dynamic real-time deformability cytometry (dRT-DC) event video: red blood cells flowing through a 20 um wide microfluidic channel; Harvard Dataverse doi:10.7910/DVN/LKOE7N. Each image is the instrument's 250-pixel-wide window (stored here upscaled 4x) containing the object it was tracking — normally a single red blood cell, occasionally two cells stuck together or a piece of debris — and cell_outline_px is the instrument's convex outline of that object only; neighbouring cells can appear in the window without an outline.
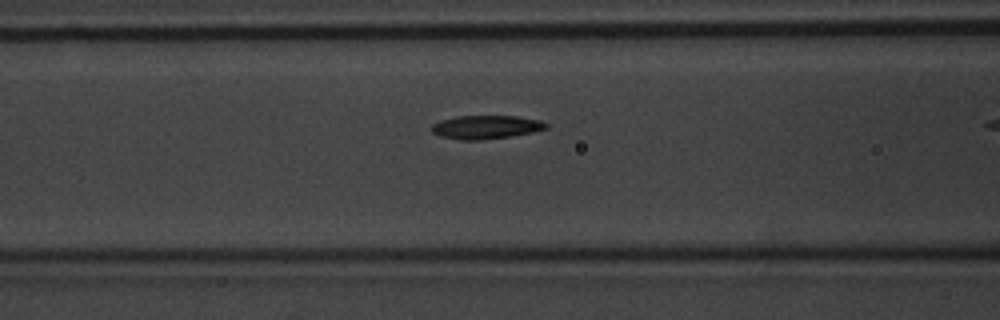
{"species": "common noctule bat (a hibernating species)", "species_latin": "Nyctalus noctula", "temperature_condition": "warm", "stored_images_in_passage": 18, "camera_frame_rate_fps": 3000, "um_per_image_px": 0.085, "animal": {"sex": "male", "body_mass_g": 20.1, "forearm_length_mm": 53.5}, "frame": {"image": 1, "passage_image": 13, "time_ms": 4.0, "image_size_px": [1000, 320], "cell_outline_px": [[548, 128], [532, 132], [508, 136], [480, 140], [460, 140], [440, 136], [432, 132], [432, 124], [440, 120], [456, 116], [516, 116], [540, 120], [548, 124]], "centroid_in_image_um": [41.28, 10.8], "position_along_channel_um": 125.3, "area_um2": 15.61}}
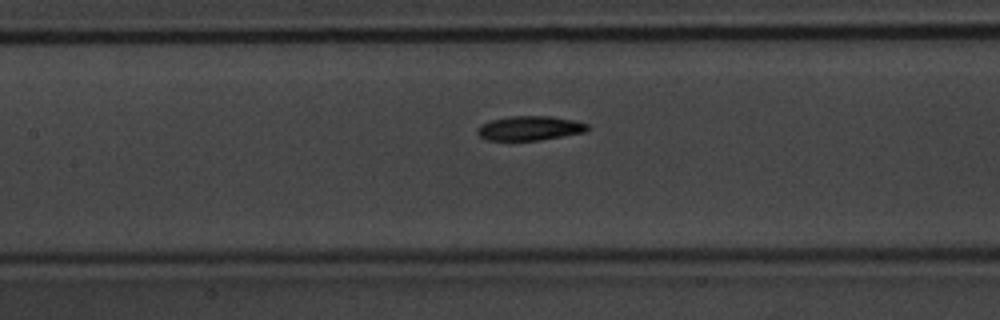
{"frame": {"image": 2, "passage_image": 16, "time_ms": 5.0, "image_size_px": [1000, 320], "cell_outline_px": [[588, 128], [584, 132], [540, 140], [488, 140], [480, 136], [476, 132], [480, 124], [492, 120], [508, 116], [552, 116], [572, 120], [588, 124]], "centroid_in_image_um": [45.0, 10.89], "position_along_channel_um": 162.4, "area_um2": 15.49}}